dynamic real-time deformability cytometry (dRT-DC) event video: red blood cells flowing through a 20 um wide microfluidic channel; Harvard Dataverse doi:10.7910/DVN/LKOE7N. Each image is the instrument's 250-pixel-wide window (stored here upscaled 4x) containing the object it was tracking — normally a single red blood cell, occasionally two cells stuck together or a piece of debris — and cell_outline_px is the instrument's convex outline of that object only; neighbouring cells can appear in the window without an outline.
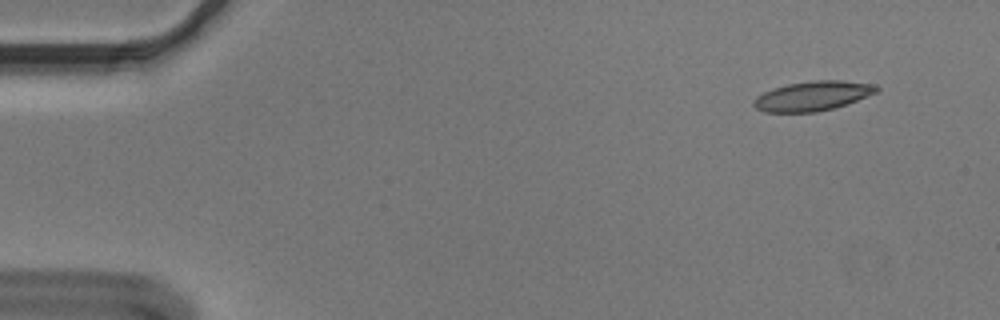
{"species": "Egyptian fruit bat (a non-hibernating species)", "species_latin": "Rousettus aegyptiacus", "temperature_condition": "cold", "stored_images_in_passage": 56, "camera_frame_rate_fps": 3000, "um_per_image_px": 0.085, "animal": {"sex": "male"}, "frame": {"image": 1, "passage_image": 5, "time_ms": 1.333, "image_size_px": [1000, 320], "cell_outline_px": [[880, 88], [876, 92], [836, 108], [816, 112], [764, 112], [756, 108], [752, 104], [756, 96], [772, 88], [788, 84], [816, 80], [840, 80], [872, 84]], "centroid_in_image_um": [69.04, 8.16], "position_along_channel_um": 16.0, "area_um2": 21.04}}
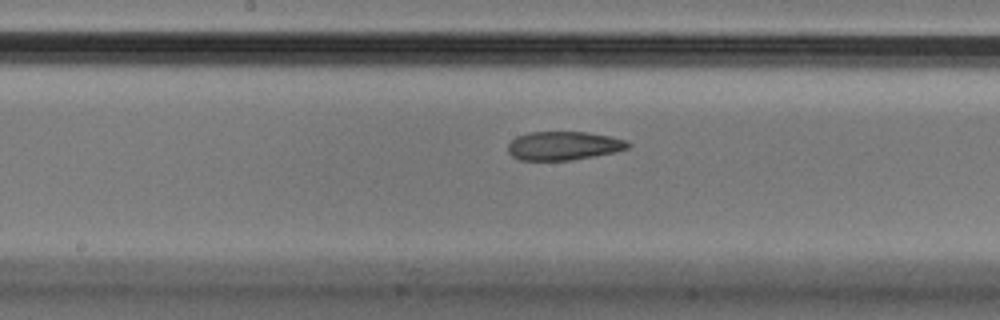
{"frame": {"image": 2, "passage_image": 29, "time_ms": 9.333, "image_size_px": [1000, 320], "cell_outline_px": [[632, 144], [628, 148], [612, 152], [572, 160], [520, 160], [512, 156], [508, 152], [508, 144], [516, 136], [528, 132], [584, 132], [608, 136], [628, 140]], "centroid_in_image_um": [47.88, 12.38], "position_along_channel_um": 200.3, "area_um2": 19.94}}
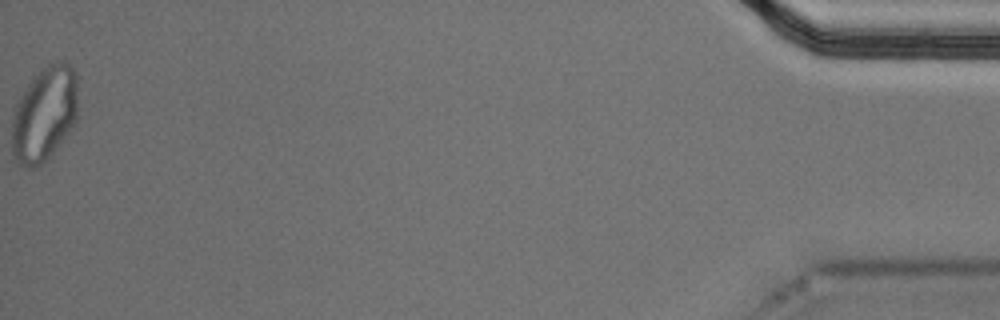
{"frame": {"image": 3, "passage_image": 56, "time_ms": 18.333, "image_size_px": [1000, 320], "cell_outline_px": [[76, 120], [68, 132], [52, 152], [36, 168], [20, 168], [12, 156], [12, 112], [20, 96], [28, 84], [48, 64], [56, 60], [64, 60], [76, 72]], "centroid_in_image_um": [3.73, 9.71], "position_along_channel_um": 431.5, "area_um2": 36.3}, "authors_computed_cell_mechanics": {"area_um2": 21.1548, "velocity_mm_per_s": 3.6178, "shape_relaxation_time_tau1_ms": null, "shape_relaxation_time_tau2_ms": 2.958, "deformation_change_tau1": null, "deformation_change_tau2": 0.0913}}